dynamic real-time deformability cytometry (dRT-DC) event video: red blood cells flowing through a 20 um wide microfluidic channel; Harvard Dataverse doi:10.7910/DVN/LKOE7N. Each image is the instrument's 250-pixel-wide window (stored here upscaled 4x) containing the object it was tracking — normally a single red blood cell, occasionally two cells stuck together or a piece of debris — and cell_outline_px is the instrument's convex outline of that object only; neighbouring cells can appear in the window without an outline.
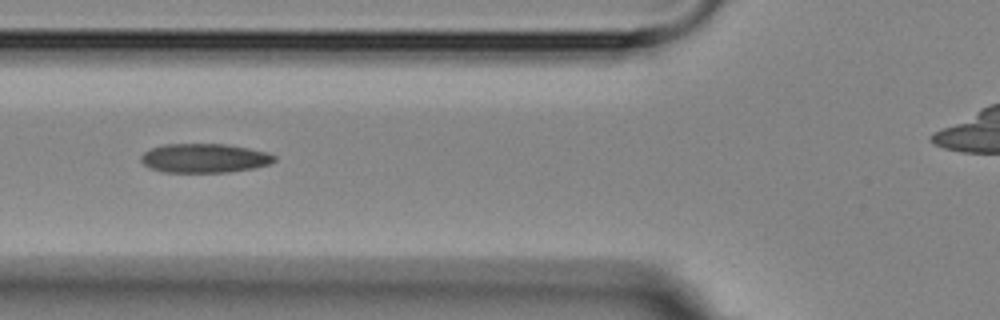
{"species": "Egyptian fruit bat (a non-hibernating species)", "species_latin": "Rousettus aegyptiacus", "temperature_condition": "room temperature", "stored_images_in_passage": 12, "camera_frame_rate_fps": 3000, "um_per_image_px": 0.085, "animal": {"sex": "female"}, "frame": {"image": 1, "passage_image": 3, "time_ms": 2.0, "image_size_px": [1000, 320], "cell_outline_px": [[276, 160], [268, 164], [252, 168], [228, 172], [160, 172], [144, 164], [140, 160], [140, 156], [144, 152], [160, 144], [224, 144], [248, 148], [268, 152], [276, 156]], "centroid_in_image_um": [17.36, 13.44], "position_along_channel_um": 108.4, "area_um2": 22.6}}
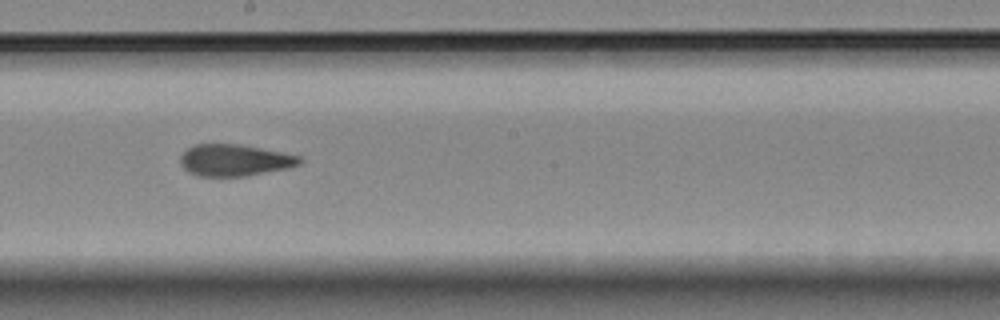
{"frame": {"image": 2, "passage_image": 6, "time_ms": 5.333, "image_size_px": [1000, 320], "cell_outline_px": [[304, 160], [300, 164], [284, 168], [244, 176], [196, 176], [188, 172], [184, 168], [180, 160], [180, 156], [192, 144], [240, 144], [300, 156]], "centroid_in_image_um": [19.9, 13.61], "position_along_channel_um": 228.3, "area_um2": 21.79}}
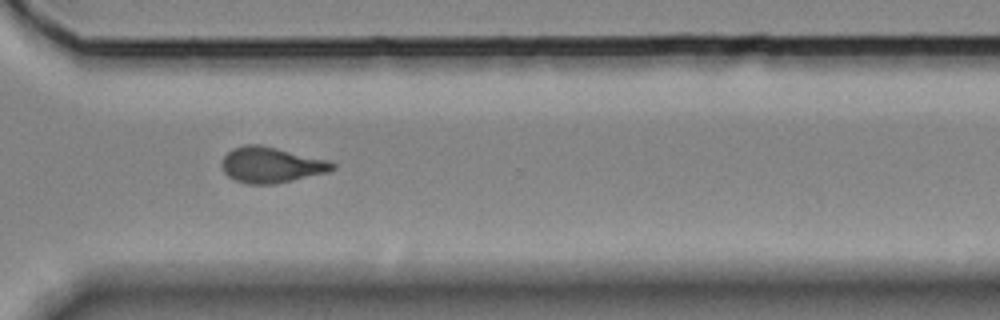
{"frame": {"image": 3, "passage_image": 9, "time_ms": 8.667, "image_size_px": [1000, 320], "cell_outline_px": [[336, 168], [328, 172], [276, 184], [248, 184], [236, 180], [228, 176], [224, 172], [220, 164], [224, 156], [232, 148], [244, 144], [260, 144], [332, 160], [336, 164]], "centroid_in_image_um": [23.08, 14.0], "position_along_channel_um": 347.5, "area_um2": 23.41}, "authors_computed_cell_mechanics": {"area_um2": 22.0507, "velocity_mm_per_s": 3.587, "shape_relaxation_time_tau1_ms": null, "shape_relaxation_time_tau2_ms": 2.8057, "deformation_change_tau1": null, "deformation_change_tau2": 0.0769}}